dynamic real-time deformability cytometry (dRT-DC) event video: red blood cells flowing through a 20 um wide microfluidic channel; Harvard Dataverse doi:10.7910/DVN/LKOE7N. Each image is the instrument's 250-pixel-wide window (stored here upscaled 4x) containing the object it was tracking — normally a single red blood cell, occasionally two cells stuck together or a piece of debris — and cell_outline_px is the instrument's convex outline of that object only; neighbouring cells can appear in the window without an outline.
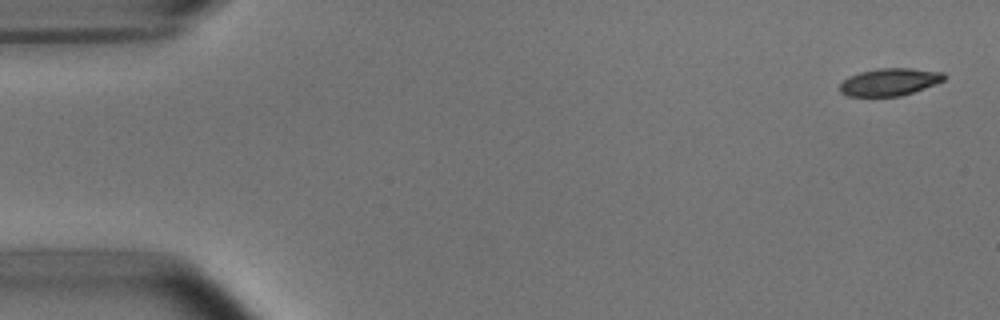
{"species": "common noctule bat (a hibernating species)", "species_latin": "Nyctalus noctula", "temperature_condition": "room temperature", "stored_images_in_passage": 4, "camera_frame_rate_fps": 3000, "um_per_image_px": 0.085, "animal": {"sex": "male", "body_mass_g": 15.6}, "frame": {"image": 1, "passage_image": 1, "time_ms": 0.0, "image_size_px": [1000, 320], "cell_outline_px": [[948, 76], [944, 80], [924, 88], [900, 96], [848, 96], [840, 92], [840, 84], [848, 76], [860, 72], [876, 68], [912, 68], [944, 72]], "centroid_in_image_um": [75.62, 6.95], "position_along_channel_um": 9.4, "area_um2": 16.7}}